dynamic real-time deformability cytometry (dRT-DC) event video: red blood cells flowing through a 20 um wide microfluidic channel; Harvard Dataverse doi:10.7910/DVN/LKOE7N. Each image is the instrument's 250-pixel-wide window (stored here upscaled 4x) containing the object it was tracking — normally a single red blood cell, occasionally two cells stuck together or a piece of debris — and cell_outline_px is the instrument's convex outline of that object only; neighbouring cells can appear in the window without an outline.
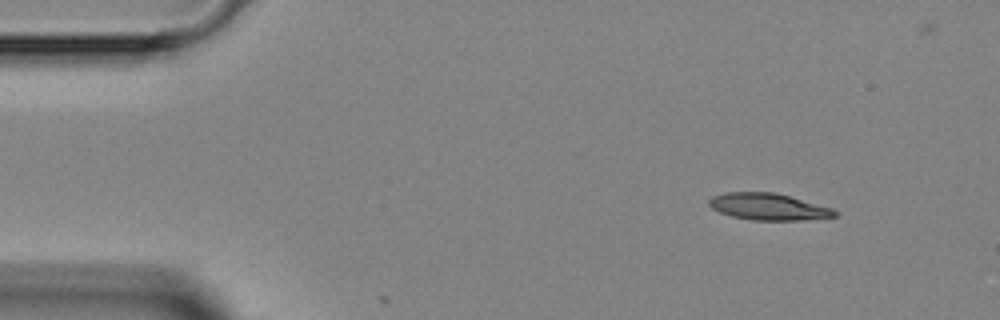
{"species": "Egyptian fruit bat (a non-hibernating species)", "species_latin": "Rousettus aegyptiacus", "temperature_condition": "room temperature", "stored_images_in_passage": 3, "camera_frame_rate_fps": 3000, "um_per_image_px": 0.085, "animal": {"sex": "female"}, "frame": {"image": 1, "passage_image": 1, "time_ms": 0.0, "image_size_px": [1000, 320], "cell_outline_px": [[836, 216], [804, 220], [752, 220], [732, 216], [720, 212], [712, 208], [708, 204], [708, 200], [712, 196], [724, 192], [772, 192], [788, 196], [832, 208], [836, 212]], "centroid_in_image_um": [65.26, 17.57], "position_along_channel_um": 19.7, "area_um2": 19.36}}